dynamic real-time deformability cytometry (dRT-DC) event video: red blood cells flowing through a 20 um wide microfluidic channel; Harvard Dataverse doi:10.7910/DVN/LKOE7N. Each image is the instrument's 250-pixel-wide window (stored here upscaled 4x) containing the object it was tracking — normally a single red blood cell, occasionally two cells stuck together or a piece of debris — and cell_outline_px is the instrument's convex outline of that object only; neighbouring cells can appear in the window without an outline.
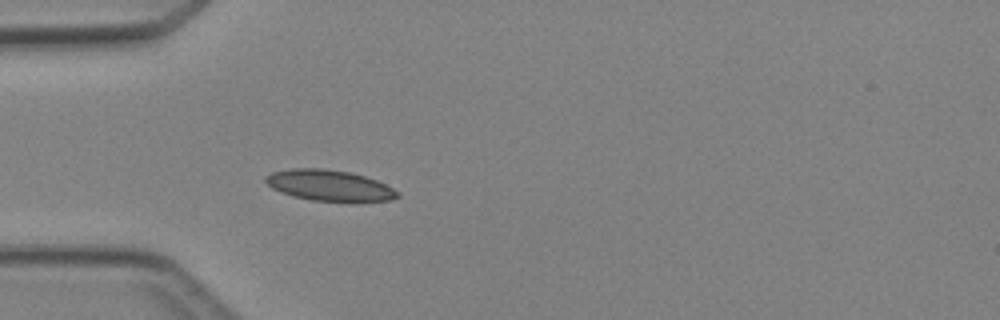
{"species": "Egyptian fruit bat (a non-hibernating species)", "species_latin": "Rousettus aegyptiacus", "temperature_condition": "cold", "stored_images_in_passage": 5, "camera_frame_rate_fps": 3000, "um_per_image_px": 0.085, "animal": {"sex": "female"}, "frame": {"image": 1, "passage_image": 5, "time_ms": 4.667, "image_size_px": [1000, 320], "cell_outline_px": [[400, 196], [392, 200], [356, 204], [312, 200], [292, 196], [272, 188], [264, 180], [264, 176], [272, 172], [292, 168], [324, 168], [348, 172], [364, 176], [376, 180], [400, 192]], "centroid_in_image_um": [28.05, 15.8], "position_along_channel_um": 56.9, "area_um2": 24.45}}